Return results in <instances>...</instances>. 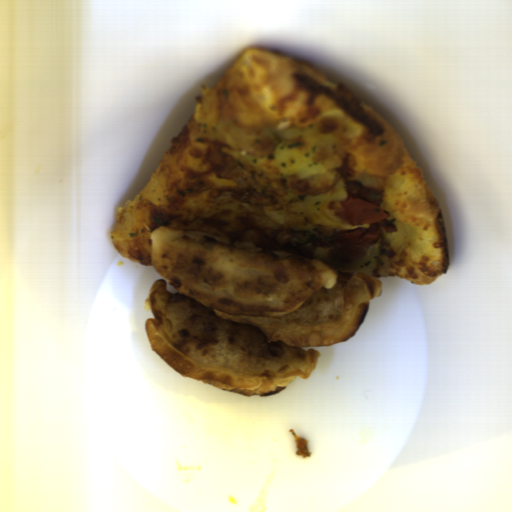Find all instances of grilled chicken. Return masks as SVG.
Segmentation results:
<instances>
[{"label": "grilled chicken", "mask_w": 512, "mask_h": 512, "mask_svg": "<svg viewBox=\"0 0 512 512\" xmlns=\"http://www.w3.org/2000/svg\"><path fill=\"white\" fill-rule=\"evenodd\" d=\"M316 231L317 234L313 241L314 245L326 248L328 250L329 259L331 260L348 262L361 258L367 250L368 245L352 246L336 242V235L347 230L320 225L317 227Z\"/></svg>", "instance_id": "a9712176"}, {"label": "grilled chicken", "mask_w": 512, "mask_h": 512, "mask_svg": "<svg viewBox=\"0 0 512 512\" xmlns=\"http://www.w3.org/2000/svg\"><path fill=\"white\" fill-rule=\"evenodd\" d=\"M206 164L211 166L215 176L235 182L236 186L231 194L233 200L258 206H270L279 202L269 192L261 191L246 168L239 166L229 155L221 151L209 154Z\"/></svg>", "instance_id": "277b20a1"}, {"label": "grilled chicken", "mask_w": 512, "mask_h": 512, "mask_svg": "<svg viewBox=\"0 0 512 512\" xmlns=\"http://www.w3.org/2000/svg\"><path fill=\"white\" fill-rule=\"evenodd\" d=\"M345 190L348 199L356 198L376 206H381L383 203L382 191H378L374 188L363 186L358 180L353 179L345 184Z\"/></svg>", "instance_id": "32c87f6e"}, {"label": "grilled chicken", "mask_w": 512, "mask_h": 512, "mask_svg": "<svg viewBox=\"0 0 512 512\" xmlns=\"http://www.w3.org/2000/svg\"><path fill=\"white\" fill-rule=\"evenodd\" d=\"M316 231H295L286 229L277 234L275 240V249H281L307 258L314 255L319 247L314 244Z\"/></svg>", "instance_id": "7e0887df"}]
</instances>
